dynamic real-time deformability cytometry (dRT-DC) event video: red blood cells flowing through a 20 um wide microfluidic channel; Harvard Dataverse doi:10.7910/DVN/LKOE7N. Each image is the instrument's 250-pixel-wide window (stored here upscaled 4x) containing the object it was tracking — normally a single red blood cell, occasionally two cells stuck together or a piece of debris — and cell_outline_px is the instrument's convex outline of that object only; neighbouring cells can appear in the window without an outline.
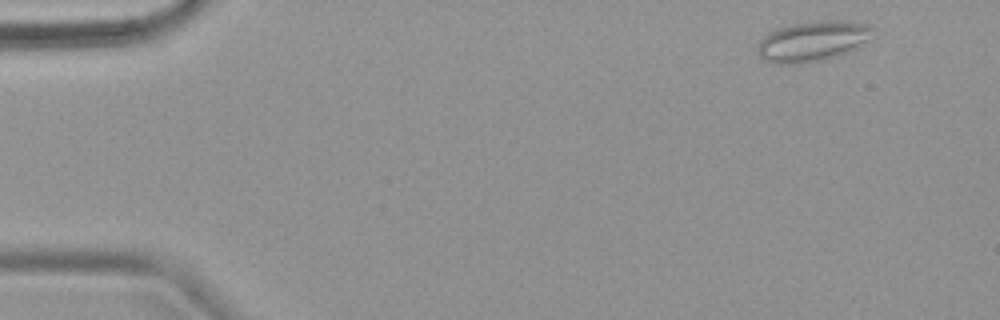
{"species": "common noctule bat (a hibernating species)", "species_latin": "Nyctalus noctula", "temperature_condition": "warm", "stored_images_in_passage": 3, "camera_frame_rate_fps": 3000, "um_per_image_px": 0.085, "animal": {"sex": "female", "body_mass_g": 18.4}, "frame": {"image": 1, "passage_image": 1, "time_ms": 0.0, "image_size_px": [1000, 320], "cell_outline_px": [[872, 28], [868, 40], [856, 48], [820, 60], [788, 64], [776, 64], [764, 60], [756, 52], [760, 40], [768, 32], [776, 28], [792, 24], [824, 20], [852, 20], [868, 24]], "centroid_in_image_um": [69.03, 3.47], "position_along_channel_um": 16.0, "area_um2": 26.76}}